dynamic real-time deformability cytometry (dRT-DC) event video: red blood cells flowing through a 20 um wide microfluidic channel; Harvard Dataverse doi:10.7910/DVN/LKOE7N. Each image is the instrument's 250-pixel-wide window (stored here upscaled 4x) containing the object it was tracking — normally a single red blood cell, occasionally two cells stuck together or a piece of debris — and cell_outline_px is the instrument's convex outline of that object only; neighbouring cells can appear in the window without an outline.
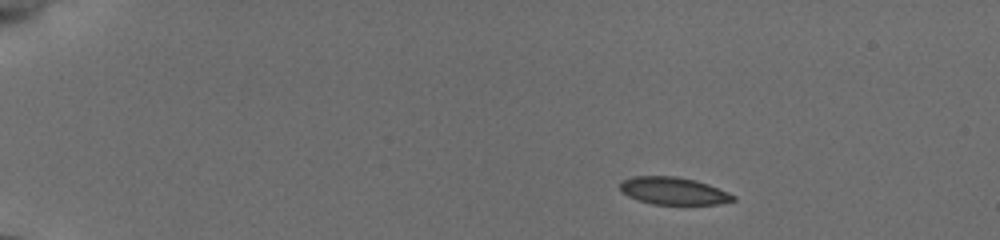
{"species": "common noctule bat (a hibernating species)", "species_latin": "Nyctalus noctula", "temperature_condition": "cold", "stored_images_in_passage": 61, "camera_frame_rate_fps": 3000, "um_per_image_px": 0.085, "animal": {"sex": "female", "body_mass_g": 19.5, "forearm_length_mm": 54.1}, "frame": {"image": 1, "passage_image": 5, "time_ms": 2.333, "image_size_px": [1000, 240], "cell_outline_px": [[736, 200], [720, 204], [652, 204], [636, 200], [628, 196], [620, 188], [620, 184], [624, 180], [632, 176], [676, 176], [696, 180], [708, 184], [728, 192], [736, 196]], "centroid_in_image_um": [57.26, 16.23], "position_along_channel_um": 27.7, "area_um2": 18.09}}
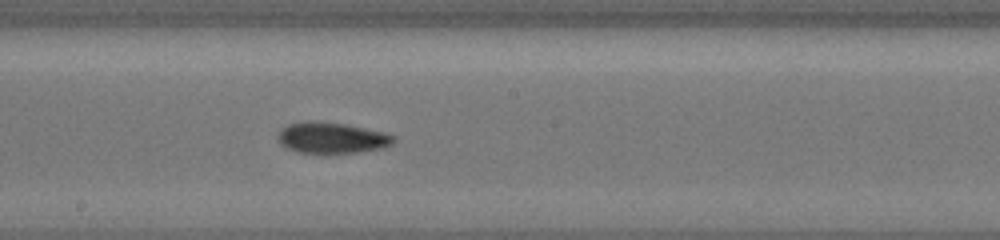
{"frame": {"image": 2, "passage_image": 26, "time_ms": 10.0, "image_size_px": [1000, 240], "cell_outline_px": [[396, 140], [392, 144], [384, 148], [360, 152], [332, 156], [324, 156], [296, 152], [280, 144], [280, 132], [288, 124], [340, 124], [384, 132], [396, 136]], "centroid_in_image_um": [28.3, 11.83], "position_along_channel_um": 219.9, "area_um2": 20.69}}
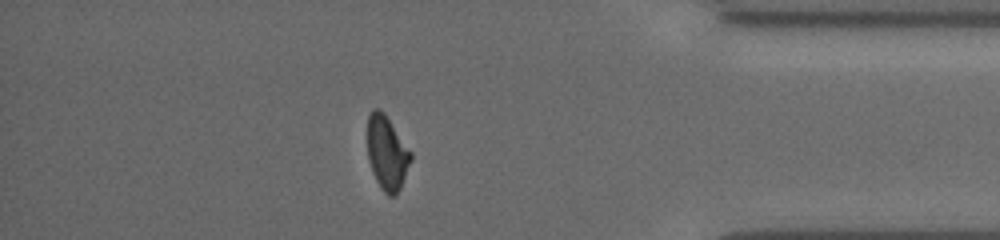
{"frame": {"image": 3, "passage_image": 52, "time_ms": 15.333, "image_size_px": [1000, 240], "cell_outline_px": [[412, 160], [400, 188], [396, 196], [388, 196], [380, 188], [372, 172], [368, 160], [368, 116], [372, 108], [380, 108], [384, 112], [412, 152]], "centroid_in_image_um": [32.9, 13.0], "position_along_channel_um": 402.3, "area_um2": 18.9}, "authors_computed_cell_mechanics": {"area_um2": 19.4208, "velocity_mm_per_s": 3.8588, "shape_relaxation_time_tau1_ms": 2.8818, "shape_relaxation_time_tau2_ms": 9.2247, "deformation_change_tau1": 0.1132, "deformation_change_tau2": 0.1536}}